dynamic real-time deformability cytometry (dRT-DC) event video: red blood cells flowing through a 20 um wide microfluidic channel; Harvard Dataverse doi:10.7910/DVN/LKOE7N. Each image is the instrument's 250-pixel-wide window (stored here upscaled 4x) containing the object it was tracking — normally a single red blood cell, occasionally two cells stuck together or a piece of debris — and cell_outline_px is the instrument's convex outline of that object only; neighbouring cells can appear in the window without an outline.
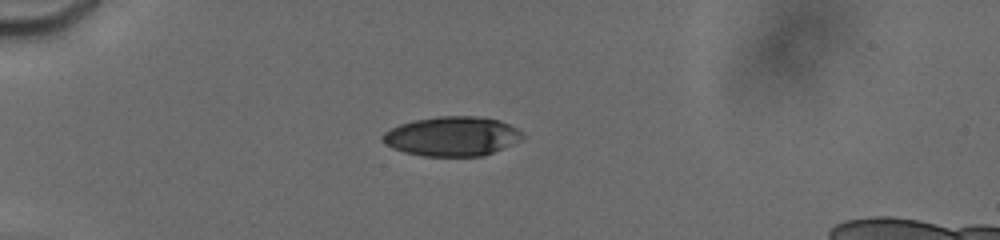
{"species": "human", "species_latin": "Homo sapiens", "temperature_condition": "cold", "stored_images_in_passage": 26, "camera_frame_rate_fps": 3000, "um_per_image_px": 0.085, "donor": {"sex": "male"}, "frame": {"image": 1, "passage_image": 1, "time_ms": 0.0, "image_size_px": [1000, 240], "cell_outline_px": [[524, 136], [520, 140], [484, 156], [424, 156], [404, 152], [392, 148], [384, 144], [380, 140], [380, 136], [384, 132], [400, 124], [412, 120], [440, 116], [480, 116], [500, 120], [516, 128]], "centroid_in_image_um": [38.37, 11.58], "position_along_channel_um": 46.6, "area_um2": 32.25}}
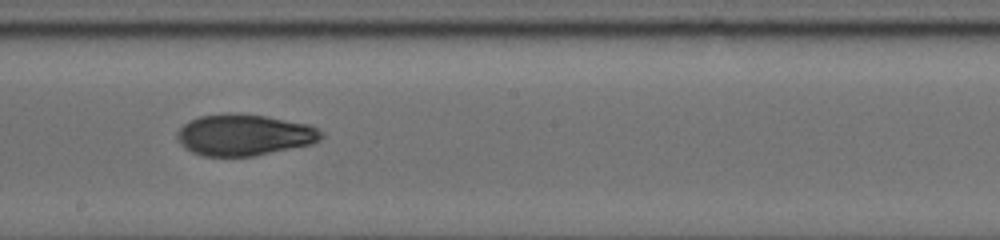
{"frame": {"image": 2, "passage_image": 15, "time_ms": 5.667, "image_size_px": [1000, 240], "cell_outline_px": [[324, 136], [320, 140], [312, 144], [256, 156], [204, 156], [192, 152], [180, 144], [176, 136], [176, 132], [184, 124], [200, 116], [264, 116], [308, 124], [316, 128]], "centroid_in_image_um": [20.78, 11.52], "position_along_channel_um": 227.4, "area_um2": 33.76}}
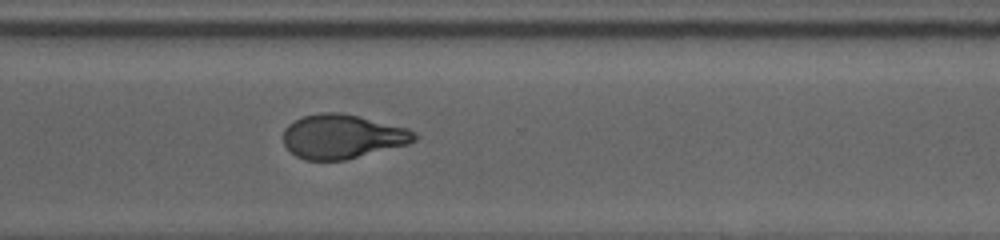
{"frame": {"image": 3, "passage_image": 26, "time_ms": 8.667, "image_size_px": [1000, 240], "cell_outline_px": [[420, 136], [416, 140], [408, 144], [344, 160], [304, 160], [296, 156], [284, 144], [284, 128], [288, 124], [304, 116], [320, 112], [336, 112], [356, 116], [408, 128], [416, 132]], "centroid_in_image_um": [29.11, 11.61], "position_along_channel_um": 341.5, "area_um2": 33.52}}